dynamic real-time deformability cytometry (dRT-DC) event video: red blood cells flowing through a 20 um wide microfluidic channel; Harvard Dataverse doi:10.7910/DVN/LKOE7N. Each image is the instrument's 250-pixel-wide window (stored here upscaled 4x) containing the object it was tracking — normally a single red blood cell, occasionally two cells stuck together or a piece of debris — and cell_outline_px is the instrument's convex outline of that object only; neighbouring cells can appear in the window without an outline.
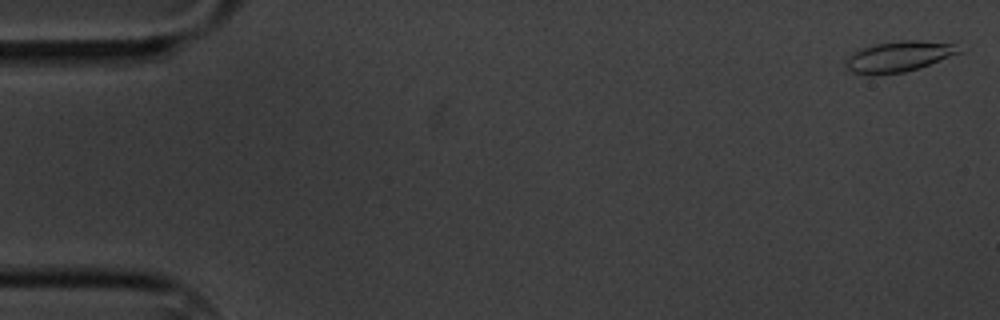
{"species": "common noctule bat (a hibernating species)", "species_latin": "Nyctalus noctula", "temperature_condition": "cold", "stored_images_in_passage": 12, "camera_frame_rate_fps": 3000, "um_per_image_px": 0.085, "animal": {"sex": "male", "body_mass_g": 20.1, "forearm_length_mm": 53.5}, "frame": {"image": 1, "passage_image": 1, "time_ms": 0.0, "image_size_px": [1000, 320], "cell_outline_px": [[964, 52], [920, 68], [904, 72], [852, 72], [844, 64], [844, 60], [852, 52], [876, 44], [900, 40], [920, 40], [952, 44]], "centroid_in_image_um": [76.45, 4.77], "position_along_channel_um": 8.6, "area_um2": 19.65}}
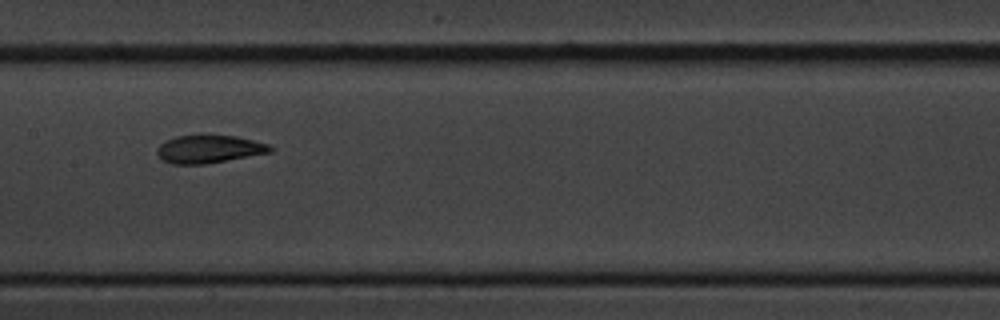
{"frame": {"image": 2, "passage_image": 9, "time_ms": 9.333, "image_size_px": [1000, 320], "cell_outline_px": [[272, 152], [204, 164], [172, 164], [164, 160], [156, 152], [156, 148], [160, 144], [176, 136], [200, 132], [204, 132], [236, 136], [268, 144], [272, 148]], "centroid_in_image_um": [17.74, 12.62], "position_along_channel_um": 189.7, "area_um2": 18.9}}
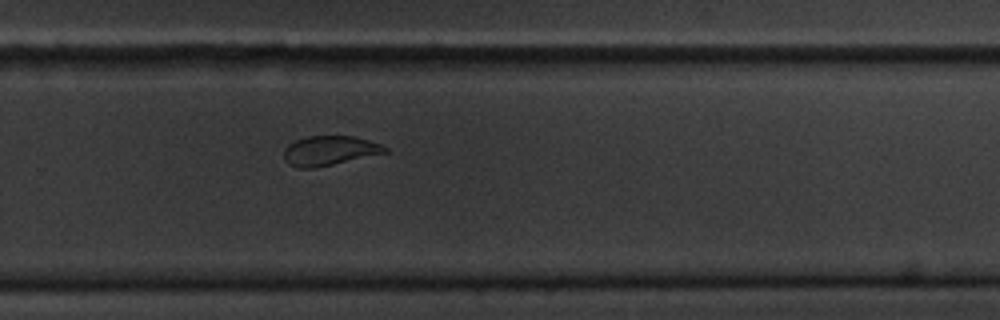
{"frame": {"image": 3, "passage_image": 12, "time_ms": 12.667, "image_size_px": [1000, 320], "cell_outline_px": [[388, 152], [332, 164], [312, 168], [296, 168], [288, 164], [284, 160], [284, 148], [288, 144], [296, 140], [308, 136], [352, 136], [368, 140], [380, 144], [388, 148]], "centroid_in_image_um": [27.97, 12.8], "position_along_channel_um": 301.8, "area_um2": 17.28}}